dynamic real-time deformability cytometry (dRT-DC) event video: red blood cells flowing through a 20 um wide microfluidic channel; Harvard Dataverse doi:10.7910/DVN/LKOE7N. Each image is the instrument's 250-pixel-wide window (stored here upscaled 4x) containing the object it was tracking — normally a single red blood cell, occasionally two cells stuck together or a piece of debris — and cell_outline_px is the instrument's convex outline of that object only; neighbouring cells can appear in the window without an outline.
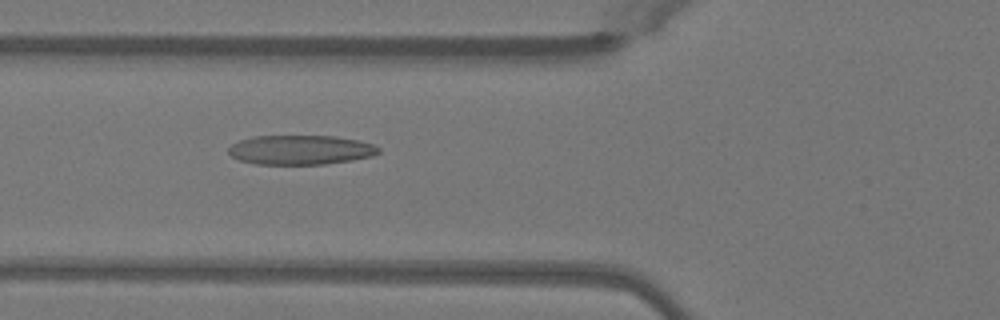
{"species": "Egyptian fruit bat (a non-hibernating species)", "species_latin": "Rousettus aegyptiacus", "temperature_condition": "warm", "stored_images_in_passage": 35, "camera_frame_rate_fps": 3000, "um_per_image_px": 0.085, "animal": {"sex": "female"}, "frame": {"image": 1, "passage_image": 4, "time_ms": 1.0, "image_size_px": [1000, 320], "cell_outline_px": [[380, 152], [372, 156], [352, 160], [324, 164], [256, 164], [240, 160], [232, 156], [228, 152], [228, 148], [232, 144], [240, 140], [252, 136], [336, 136], [356, 140], [372, 144], [380, 148]], "centroid_in_image_um": [25.54, 12.74], "position_along_channel_um": 100.3, "area_um2": 25.66}}
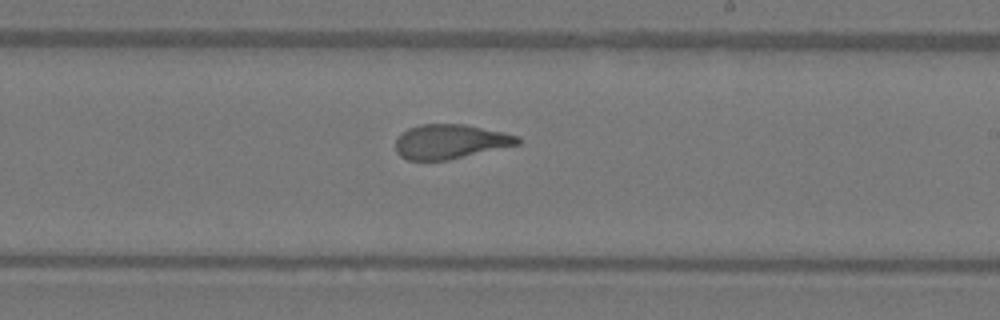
{"frame": {"image": 2, "passage_image": 15, "time_ms": 4.667, "image_size_px": [1000, 320], "cell_outline_px": [[520, 144], [448, 160], [408, 160], [400, 156], [396, 152], [396, 140], [408, 128], [420, 124], [464, 124], [504, 132], [520, 136]], "centroid_in_image_um": [38.29, 12.03], "position_along_channel_um": 250.7, "area_um2": 24.45}}
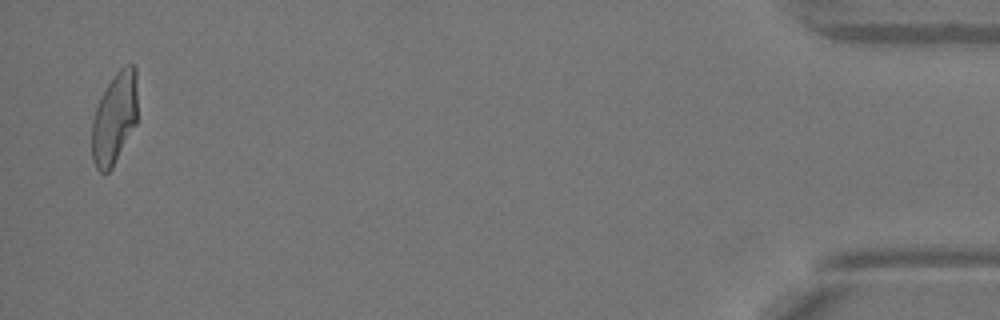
{"frame": {"image": 3, "passage_image": 34, "time_ms": 11.0, "image_size_px": [1000, 320], "cell_outline_px": [[136, 124], [112, 168], [108, 172], [100, 172], [96, 168], [92, 160], [92, 120], [96, 108], [108, 84], [116, 72], [124, 64], [132, 64], [136, 68]], "centroid_in_image_um": [9.72, 10.06], "position_along_channel_um": 425.5, "area_um2": 24.16}, "authors_computed_cell_mechanics": {"area_um2": 25.2008, "velocity_mm_per_s": 4.0963, "shape_relaxation_time_tau1_ms": 9.6356, "shape_relaxation_time_tau2_ms": 1.1737, "deformation_change_tau1": 0.3046, "deformation_change_tau2": 0.0987}}